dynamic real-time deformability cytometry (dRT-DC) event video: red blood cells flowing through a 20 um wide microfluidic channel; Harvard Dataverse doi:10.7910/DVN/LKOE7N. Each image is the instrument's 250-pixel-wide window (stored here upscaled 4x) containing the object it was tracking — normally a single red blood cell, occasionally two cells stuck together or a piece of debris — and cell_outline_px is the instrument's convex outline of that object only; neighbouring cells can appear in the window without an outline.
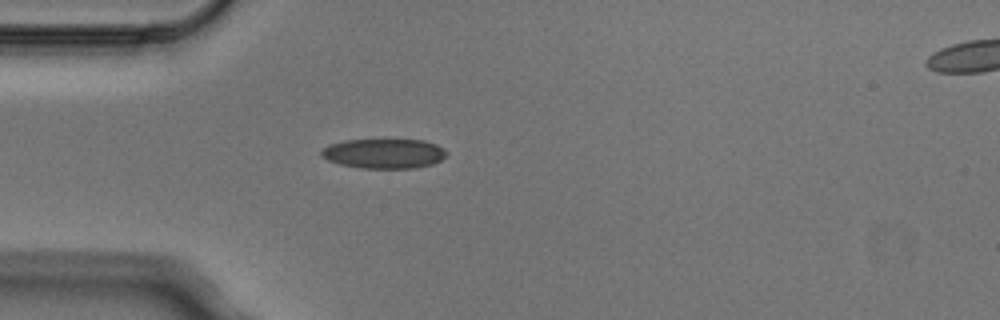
{"species": "Egyptian fruit bat (a non-hibernating species)", "species_latin": "Rousettus aegyptiacus", "temperature_condition": "cold", "stored_images_in_passage": 6, "camera_frame_rate_fps": 3000, "um_per_image_px": 0.085, "animal": {"sex": "male"}, "frame": {"image": 1, "passage_image": 5, "time_ms": 1.333, "image_size_px": [1000, 320], "cell_outline_px": [[448, 152], [440, 160], [432, 164], [416, 168], [360, 168], [340, 164], [328, 160], [320, 156], [320, 152], [328, 144], [344, 140], [384, 136], [424, 140], [436, 144], [444, 148]], "centroid_in_image_um": [32.62, 12.98], "position_along_channel_um": 52.4, "area_um2": 22.89}}